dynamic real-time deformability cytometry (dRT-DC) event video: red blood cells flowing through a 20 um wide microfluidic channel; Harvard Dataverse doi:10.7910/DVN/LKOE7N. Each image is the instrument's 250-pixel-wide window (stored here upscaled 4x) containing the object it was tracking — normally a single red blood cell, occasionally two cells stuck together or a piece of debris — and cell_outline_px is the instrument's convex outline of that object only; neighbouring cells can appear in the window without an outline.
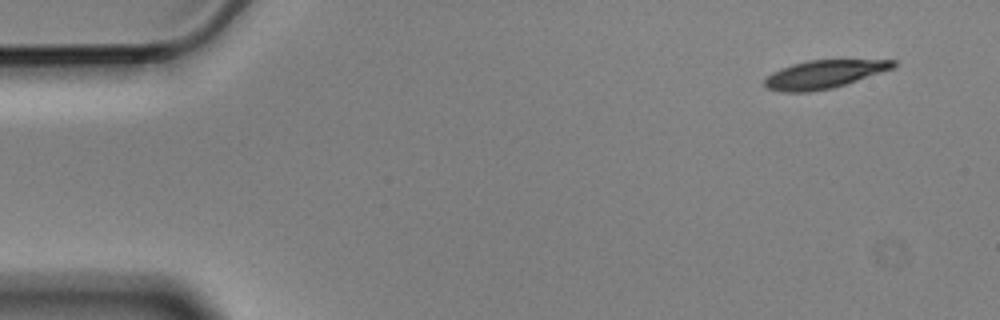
{"species": "Egyptian fruit bat (a non-hibernating species)", "species_latin": "Rousettus aegyptiacus", "temperature_condition": "cold", "stored_images_in_passage": 9, "camera_frame_rate_fps": 3000, "um_per_image_px": 0.085, "animal": {"sex": "male"}, "frame": {"image": 1, "passage_image": 1, "time_ms": 0.0, "image_size_px": [1000, 320], "cell_outline_px": [[896, 64], [892, 68], [832, 88], [808, 92], [780, 92], [768, 88], [764, 84], [764, 80], [772, 72], [780, 68], [792, 64], [808, 60], [896, 60]], "centroid_in_image_um": [69.97, 6.31], "position_along_channel_um": 15.0, "area_um2": 20.75}}
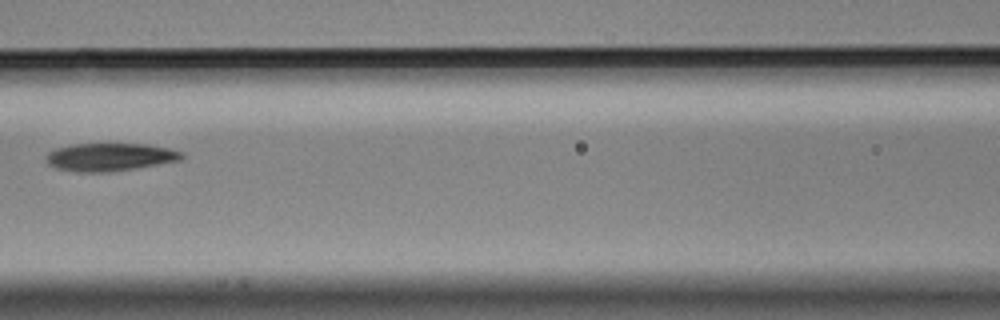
{"frame": {"image": 2, "passage_image": 7, "time_ms": 2.0, "image_size_px": [1000, 320], "cell_outline_px": [[184, 160], [136, 168], [108, 172], [76, 172], [56, 168], [48, 164], [44, 160], [44, 156], [48, 152], [56, 148], [72, 144], [148, 144], [168, 148], [184, 152]], "centroid_in_image_um": [9.34, 13.35], "position_along_channel_um": 157.3, "area_um2": 22.37}}
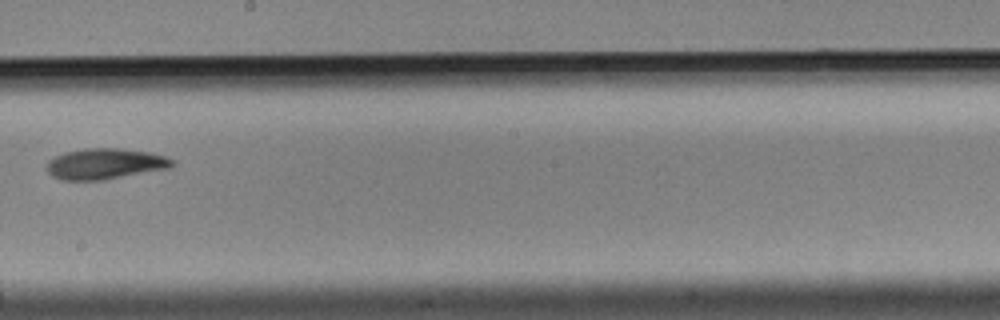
{"frame": {"image": 3, "passage_image": 9, "time_ms": 2.667, "image_size_px": [1000, 320], "cell_outline_px": [[176, 164], [172, 168], [104, 180], [60, 180], [52, 176], [48, 172], [48, 160], [64, 152], [84, 148], [120, 148], [152, 152], [176, 160]], "centroid_in_image_um": [9.0, 13.92], "position_along_channel_um": 239.2, "area_um2": 22.89}}